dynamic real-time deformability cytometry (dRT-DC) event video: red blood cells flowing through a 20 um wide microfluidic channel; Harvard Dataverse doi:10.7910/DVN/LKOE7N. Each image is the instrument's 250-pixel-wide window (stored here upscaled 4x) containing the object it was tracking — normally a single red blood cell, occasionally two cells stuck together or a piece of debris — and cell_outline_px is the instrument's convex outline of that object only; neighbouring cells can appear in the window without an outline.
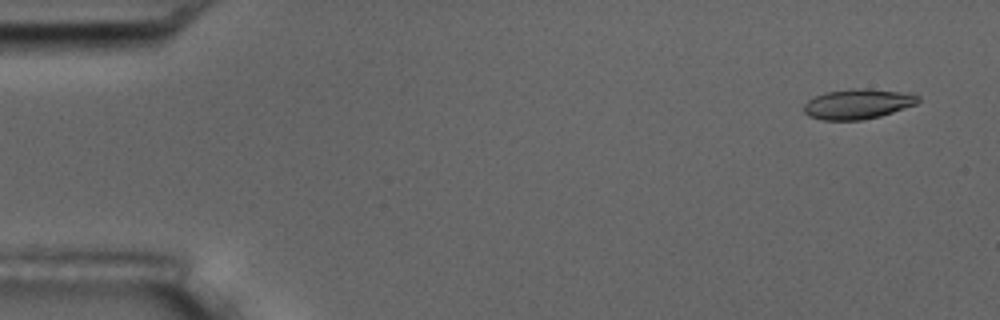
{"species": "common noctule bat (a hibernating species)", "species_latin": "Nyctalus noctula", "temperature_condition": "room temperature", "stored_images_in_passage": 5, "camera_frame_rate_fps": 3000, "um_per_image_px": 0.085, "animal": {"sex": "male", "body_mass_g": 17.5, "forearm_length_mm": 52.3}, "frame": {"image": 1, "passage_image": 1, "time_ms": 0.0, "image_size_px": [1000, 320], "cell_outline_px": [[920, 100], [916, 104], [880, 116], [864, 120], [820, 120], [808, 116], [804, 112], [804, 104], [808, 100], [824, 92], [852, 88], [864, 88], [912, 92], [920, 96]], "centroid_in_image_um": [72.93, 8.82], "position_along_channel_um": 12.1, "area_um2": 20.35}}
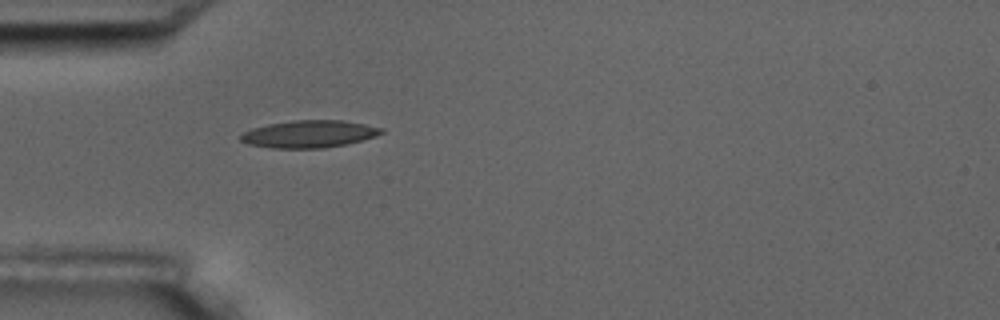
{"frame": {"image": 2, "passage_image": 5, "time_ms": 4.667, "image_size_px": [1000, 320], "cell_outline_px": [[384, 132], [376, 136], [344, 144], [324, 148], [272, 148], [248, 144], [240, 140], [240, 136], [244, 132], [252, 128], [268, 124], [296, 120], [344, 120], [384, 128]], "centroid_in_image_um": [26.27, 11.38], "position_along_channel_um": 58.7, "area_um2": 22.25}}